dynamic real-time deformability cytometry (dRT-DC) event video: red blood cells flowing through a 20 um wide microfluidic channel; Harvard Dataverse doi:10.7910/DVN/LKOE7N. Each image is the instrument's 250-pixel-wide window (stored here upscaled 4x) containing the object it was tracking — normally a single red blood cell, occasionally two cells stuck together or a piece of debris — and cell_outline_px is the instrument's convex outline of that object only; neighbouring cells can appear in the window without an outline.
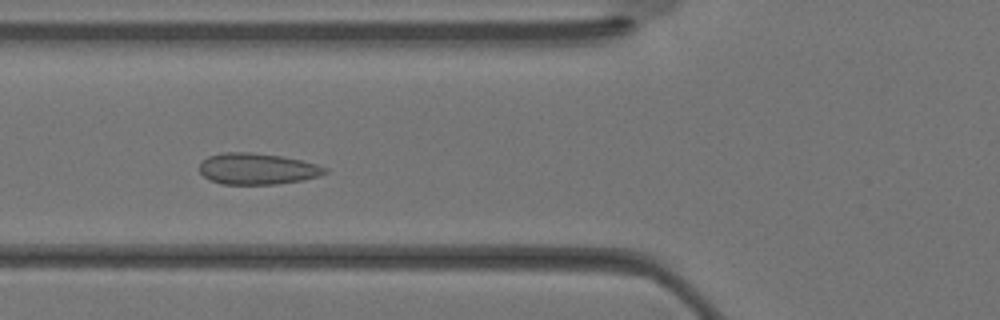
{"species": "Egyptian fruit bat (a non-hibernating species)", "species_latin": "Rousettus aegyptiacus", "temperature_condition": "warm", "stored_images_in_passage": 34, "camera_frame_rate_fps": 3000, "um_per_image_px": 0.085, "animal": {"sex": "female"}, "frame": {"image": 1, "passage_image": 12, "time_ms": 3.667, "image_size_px": [1000, 320], "cell_outline_px": [[328, 172], [320, 176], [304, 180], [276, 184], [220, 184], [204, 176], [200, 172], [200, 164], [208, 156], [224, 152], [248, 152], [280, 156], [300, 160], [316, 164], [328, 168]], "centroid_in_image_um": [21.89, 14.35], "position_along_channel_um": 103.9, "area_um2": 22.77}}
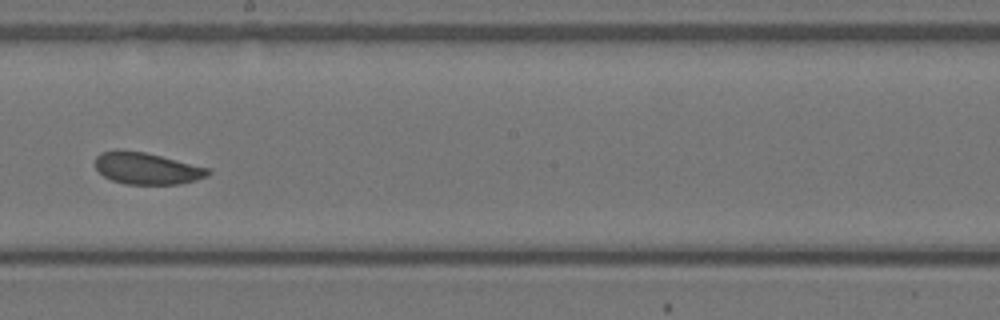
{"frame": {"image": 2, "passage_image": 19, "time_ms": 6.0, "image_size_px": [1000, 320], "cell_outline_px": [[212, 172], [208, 176], [196, 180], [180, 184], [124, 184], [112, 180], [104, 176], [96, 168], [96, 156], [100, 152], [116, 148], [144, 152], [208, 168]], "centroid_in_image_um": [12.45, 14.3], "position_along_channel_um": 235.8, "area_um2": 20.92}}
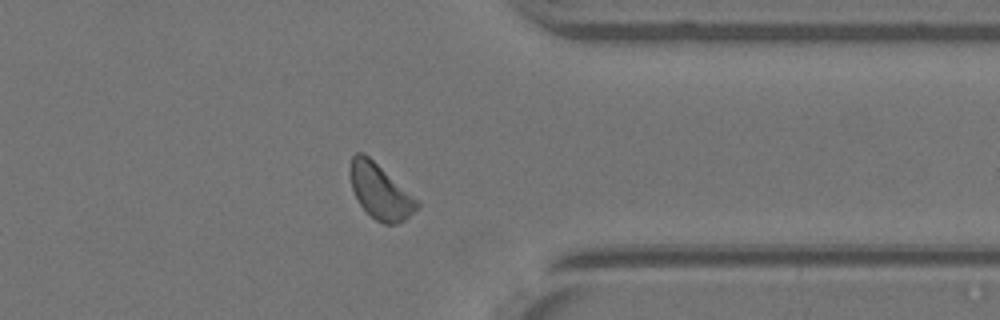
{"frame": {"image": 3, "passage_image": 27, "time_ms": 8.667, "image_size_px": [1000, 320], "cell_outline_px": [[420, 208], [404, 220], [396, 224], [384, 224], [376, 220], [360, 204], [352, 188], [348, 172], [352, 156], [356, 152], [364, 152], [416, 200], [420, 204]], "centroid_in_image_um": [32.28, 16.27], "position_along_channel_um": 379.1, "area_um2": 20.92}}